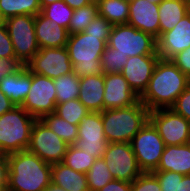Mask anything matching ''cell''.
Instances as JSON below:
<instances>
[{
    "mask_svg": "<svg viewBox=\"0 0 190 191\" xmlns=\"http://www.w3.org/2000/svg\"><path fill=\"white\" fill-rule=\"evenodd\" d=\"M54 86L56 89V104L78 99L79 97V77L74 72L54 79Z\"/></svg>",
    "mask_w": 190,
    "mask_h": 191,
    "instance_id": "obj_28",
    "label": "cell"
},
{
    "mask_svg": "<svg viewBox=\"0 0 190 191\" xmlns=\"http://www.w3.org/2000/svg\"><path fill=\"white\" fill-rule=\"evenodd\" d=\"M20 64L16 60H7L0 57V81L14 72Z\"/></svg>",
    "mask_w": 190,
    "mask_h": 191,
    "instance_id": "obj_41",
    "label": "cell"
},
{
    "mask_svg": "<svg viewBox=\"0 0 190 191\" xmlns=\"http://www.w3.org/2000/svg\"><path fill=\"white\" fill-rule=\"evenodd\" d=\"M96 159L95 156H92L84 150L74 145H69L63 163L75 171L86 174Z\"/></svg>",
    "mask_w": 190,
    "mask_h": 191,
    "instance_id": "obj_30",
    "label": "cell"
},
{
    "mask_svg": "<svg viewBox=\"0 0 190 191\" xmlns=\"http://www.w3.org/2000/svg\"><path fill=\"white\" fill-rule=\"evenodd\" d=\"M103 130L109 143H130L149 120V109L139 100L136 104L101 112Z\"/></svg>",
    "mask_w": 190,
    "mask_h": 191,
    "instance_id": "obj_3",
    "label": "cell"
},
{
    "mask_svg": "<svg viewBox=\"0 0 190 191\" xmlns=\"http://www.w3.org/2000/svg\"><path fill=\"white\" fill-rule=\"evenodd\" d=\"M149 121L158 131L165 146L190 143V121L171 108L149 111Z\"/></svg>",
    "mask_w": 190,
    "mask_h": 191,
    "instance_id": "obj_10",
    "label": "cell"
},
{
    "mask_svg": "<svg viewBox=\"0 0 190 191\" xmlns=\"http://www.w3.org/2000/svg\"><path fill=\"white\" fill-rule=\"evenodd\" d=\"M108 143L104 135L101 112L90 111L79 123L78 138L73 145L96 158H102Z\"/></svg>",
    "mask_w": 190,
    "mask_h": 191,
    "instance_id": "obj_14",
    "label": "cell"
},
{
    "mask_svg": "<svg viewBox=\"0 0 190 191\" xmlns=\"http://www.w3.org/2000/svg\"><path fill=\"white\" fill-rule=\"evenodd\" d=\"M186 2H187L188 14L190 15V0H186Z\"/></svg>",
    "mask_w": 190,
    "mask_h": 191,
    "instance_id": "obj_50",
    "label": "cell"
},
{
    "mask_svg": "<svg viewBox=\"0 0 190 191\" xmlns=\"http://www.w3.org/2000/svg\"><path fill=\"white\" fill-rule=\"evenodd\" d=\"M22 107L36 119L53 113L56 108L54 80L31 72V87Z\"/></svg>",
    "mask_w": 190,
    "mask_h": 191,
    "instance_id": "obj_12",
    "label": "cell"
},
{
    "mask_svg": "<svg viewBox=\"0 0 190 191\" xmlns=\"http://www.w3.org/2000/svg\"><path fill=\"white\" fill-rule=\"evenodd\" d=\"M190 79L171 61L159 59L139 100L149 109L171 108Z\"/></svg>",
    "mask_w": 190,
    "mask_h": 191,
    "instance_id": "obj_1",
    "label": "cell"
},
{
    "mask_svg": "<svg viewBox=\"0 0 190 191\" xmlns=\"http://www.w3.org/2000/svg\"><path fill=\"white\" fill-rule=\"evenodd\" d=\"M176 191H190V175L177 173Z\"/></svg>",
    "mask_w": 190,
    "mask_h": 191,
    "instance_id": "obj_45",
    "label": "cell"
},
{
    "mask_svg": "<svg viewBox=\"0 0 190 191\" xmlns=\"http://www.w3.org/2000/svg\"><path fill=\"white\" fill-rule=\"evenodd\" d=\"M51 183L67 191H89L86 174L71 169L63 162L52 165Z\"/></svg>",
    "mask_w": 190,
    "mask_h": 191,
    "instance_id": "obj_23",
    "label": "cell"
},
{
    "mask_svg": "<svg viewBox=\"0 0 190 191\" xmlns=\"http://www.w3.org/2000/svg\"><path fill=\"white\" fill-rule=\"evenodd\" d=\"M16 105L0 90V116L12 110Z\"/></svg>",
    "mask_w": 190,
    "mask_h": 191,
    "instance_id": "obj_44",
    "label": "cell"
},
{
    "mask_svg": "<svg viewBox=\"0 0 190 191\" xmlns=\"http://www.w3.org/2000/svg\"><path fill=\"white\" fill-rule=\"evenodd\" d=\"M159 59V55H137L128 57L121 74L127 80L130 88L139 97L146 90Z\"/></svg>",
    "mask_w": 190,
    "mask_h": 191,
    "instance_id": "obj_15",
    "label": "cell"
},
{
    "mask_svg": "<svg viewBox=\"0 0 190 191\" xmlns=\"http://www.w3.org/2000/svg\"><path fill=\"white\" fill-rule=\"evenodd\" d=\"M41 120L63 141L73 145L78 138V125H72L56 113L44 115Z\"/></svg>",
    "mask_w": 190,
    "mask_h": 191,
    "instance_id": "obj_27",
    "label": "cell"
},
{
    "mask_svg": "<svg viewBox=\"0 0 190 191\" xmlns=\"http://www.w3.org/2000/svg\"><path fill=\"white\" fill-rule=\"evenodd\" d=\"M35 32L39 48H60L67 44L68 30L59 26L41 13L35 16Z\"/></svg>",
    "mask_w": 190,
    "mask_h": 191,
    "instance_id": "obj_20",
    "label": "cell"
},
{
    "mask_svg": "<svg viewBox=\"0 0 190 191\" xmlns=\"http://www.w3.org/2000/svg\"><path fill=\"white\" fill-rule=\"evenodd\" d=\"M171 109L190 121V84L179 95Z\"/></svg>",
    "mask_w": 190,
    "mask_h": 191,
    "instance_id": "obj_38",
    "label": "cell"
},
{
    "mask_svg": "<svg viewBox=\"0 0 190 191\" xmlns=\"http://www.w3.org/2000/svg\"><path fill=\"white\" fill-rule=\"evenodd\" d=\"M90 112L79 99L56 104L54 113L72 125H79L82 119Z\"/></svg>",
    "mask_w": 190,
    "mask_h": 191,
    "instance_id": "obj_33",
    "label": "cell"
},
{
    "mask_svg": "<svg viewBox=\"0 0 190 191\" xmlns=\"http://www.w3.org/2000/svg\"><path fill=\"white\" fill-rule=\"evenodd\" d=\"M148 1L159 5L163 0H148Z\"/></svg>",
    "mask_w": 190,
    "mask_h": 191,
    "instance_id": "obj_49",
    "label": "cell"
},
{
    "mask_svg": "<svg viewBox=\"0 0 190 191\" xmlns=\"http://www.w3.org/2000/svg\"><path fill=\"white\" fill-rule=\"evenodd\" d=\"M142 172L157 169L165 144L154 125L148 120L130 142Z\"/></svg>",
    "mask_w": 190,
    "mask_h": 191,
    "instance_id": "obj_8",
    "label": "cell"
},
{
    "mask_svg": "<svg viewBox=\"0 0 190 191\" xmlns=\"http://www.w3.org/2000/svg\"><path fill=\"white\" fill-rule=\"evenodd\" d=\"M159 5L148 0H129L128 23L136 29L160 37Z\"/></svg>",
    "mask_w": 190,
    "mask_h": 191,
    "instance_id": "obj_17",
    "label": "cell"
},
{
    "mask_svg": "<svg viewBox=\"0 0 190 191\" xmlns=\"http://www.w3.org/2000/svg\"><path fill=\"white\" fill-rule=\"evenodd\" d=\"M36 118L22 106L0 116V153L9 155L27 150L31 129Z\"/></svg>",
    "mask_w": 190,
    "mask_h": 191,
    "instance_id": "obj_5",
    "label": "cell"
},
{
    "mask_svg": "<svg viewBox=\"0 0 190 191\" xmlns=\"http://www.w3.org/2000/svg\"><path fill=\"white\" fill-rule=\"evenodd\" d=\"M79 101L91 112L104 110V73L79 78Z\"/></svg>",
    "mask_w": 190,
    "mask_h": 191,
    "instance_id": "obj_21",
    "label": "cell"
},
{
    "mask_svg": "<svg viewBox=\"0 0 190 191\" xmlns=\"http://www.w3.org/2000/svg\"><path fill=\"white\" fill-rule=\"evenodd\" d=\"M69 144L56 135L41 119L34 122L27 151L48 164L64 161Z\"/></svg>",
    "mask_w": 190,
    "mask_h": 191,
    "instance_id": "obj_9",
    "label": "cell"
},
{
    "mask_svg": "<svg viewBox=\"0 0 190 191\" xmlns=\"http://www.w3.org/2000/svg\"><path fill=\"white\" fill-rule=\"evenodd\" d=\"M74 10L63 0L53 2L41 8V14L59 26L69 29V24Z\"/></svg>",
    "mask_w": 190,
    "mask_h": 191,
    "instance_id": "obj_31",
    "label": "cell"
},
{
    "mask_svg": "<svg viewBox=\"0 0 190 191\" xmlns=\"http://www.w3.org/2000/svg\"><path fill=\"white\" fill-rule=\"evenodd\" d=\"M107 46L128 57L158 55L157 39L129 24L113 25Z\"/></svg>",
    "mask_w": 190,
    "mask_h": 191,
    "instance_id": "obj_6",
    "label": "cell"
},
{
    "mask_svg": "<svg viewBox=\"0 0 190 191\" xmlns=\"http://www.w3.org/2000/svg\"><path fill=\"white\" fill-rule=\"evenodd\" d=\"M31 87V71L20 65L0 81V90L16 105L22 106Z\"/></svg>",
    "mask_w": 190,
    "mask_h": 191,
    "instance_id": "obj_19",
    "label": "cell"
},
{
    "mask_svg": "<svg viewBox=\"0 0 190 191\" xmlns=\"http://www.w3.org/2000/svg\"><path fill=\"white\" fill-rule=\"evenodd\" d=\"M8 163L7 155L0 153V191H7Z\"/></svg>",
    "mask_w": 190,
    "mask_h": 191,
    "instance_id": "obj_43",
    "label": "cell"
},
{
    "mask_svg": "<svg viewBox=\"0 0 190 191\" xmlns=\"http://www.w3.org/2000/svg\"><path fill=\"white\" fill-rule=\"evenodd\" d=\"M190 79V47L170 59Z\"/></svg>",
    "mask_w": 190,
    "mask_h": 191,
    "instance_id": "obj_40",
    "label": "cell"
},
{
    "mask_svg": "<svg viewBox=\"0 0 190 191\" xmlns=\"http://www.w3.org/2000/svg\"><path fill=\"white\" fill-rule=\"evenodd\" d=\"M98 15L112 25L127 24L129 17V0H96Z\"/></svg>",
    "mask_w": 190,
    "mask_h": 191,
    "instance_id": "obj_25",
    "label": "cell"
},
{
    "mask_svg": "<svg viewBox=\"0 0 190 191\" xmlns=\"http://www.w3.org/2000/svg\"><path fill=\"white\" fill-rule=\"evenodd\" d=\"M161 185V191H176L177 173L172 171H153Z\"/></svg>",
    "mask_w": 190,
    "mask_h": 191,
    "instance_id": "obj_39",
    "label": "cell"
},
{
    "mask_svg": "<svg viewBox=\"0 0 190 191\" xmlns=\"http://www.w3.org/2000/svg\"><path fill=\"white\" fill-rule=\"evenodd\" d=\"M131 191H161V185L152 172H143L131 183Z\"/></svg>",
    "mask_w": 190,
    "mask_h": 191,
    "instance_id": "obj_36",
    "label": "cell"
},
{
    "mask_svg": "<svg viewBox=\"0 0 190 191\" xmlns=\"http://www.w3.org/2000/svg\"><path fill=\"white\" fill-rule=\"evenodd\" d=\"M39 13H41L39 0H0L2 20L17 15L36 16Z\"/></svg>",
    "mask_w": 190,
    "mask_h": 191,
    "instance_id": "obj_26",
    "label": "cell"
},
{
    "mask_svg": "<svg viewBox=\"0 0 190 191\" xmlns=\"http://www.w3.org/2000/svg\"><path fill=\"white\" fill-rule=\"evenodd\" d=\"M26 67L35 74L50 79L73 72V65L66 48H40Z\"/></svg>",
    "mask_w": 190,
    "mask_h": 191,
    "instance_id": "obj_13",
    "label": "cell"
},
{
    "mask_svg": "<svg viewBox=\"0 0 190 191\" xmlns=\"http://www.w3.org/2000/svg\"><path fill=\"white\" fill-rule=\"evenodd\" d=\"M98 191H131V182L113 179Z\"/></svg>",
    "mask_w": 190,
    "mask_h": 191,
    "instance_id": "obj_42",
    "label": "cell"
},
{
    "mask_svg": "<svg viewBox=\"0 0 190 191\" xmlns=\"http://www.w3.org/2000/svg\"><path fill=\"white\" fill-rule=\"evenodd\" d=\"M60 0H39L41 8Z\"/></svg>",
    "mask_w": 190,
    "mask_h": 191,
    "instance_id": "obj_48",
    "label": "cell"
},
{
    "mask_svg": "<svg viewBox=\"0 0 190 191\" xmlns=\"http://www.w3.org/2000/svg\"><path fill=\"white\" fill-rule=\"evenodd\" d=\"M106 46L100 36H89L84 32L69 35L66 48L73 72L79 78L102 74L100 58Z\"/></svg>",
    "mask_w": 190,
    "mask_h": 191,
    "instance_id": "obj_4",
    "label": "cell"
},
{
    "mask_svg": "<svg viewBox=\"0 0 190 191\" xmlns=\"http://www.w3.org/2000/svg\"><path fill=\"white\" fill-rule=\"evenodd\" d=\"M155 171H172L190 175V143L165 146Z\"/></svg>",
    "mask_w": 190,
    "mask_h": 191,
    "instance_id": "obj_22",
    "label": "cell"
},
{
    "mask_svg": "<svg viewBox=\"0 0 190 191\" xmlns=\"http://www.w3.org/2000/svg\"><path fill=\"white\" fill-rule=\"evenodd\" d=\"M104 86V110L128 107L139 101L121 73H104Z\"/></svg>",
    "mask_w": 190,
    "mask_h": 191,
    "instance_id": "obj_16",
    "label": "cell"
},
{
    "mask_svg": "<svg viewBox=\"0 0 190 191\" xmlns=\"http://www.w3.org/2000/svg\"><path fill=\"white\" fill-rule=\"evenodd\" d=\"M43 191H67L64 188H61L59 186H56L54 184H50L48 187H46Z\"/></svg>",
    "mask_w": 190,
    "mask_h": 191,
    "instance_id": "obj_47",
    "label": "cell"
},
{
    "mask_svg": "<svg viewBox=\"0 0 190 191\" xmlns=\"http://www.w3.org/2000/svg\"><path fill=\"white\" fill-rule=\"evenodd\" d=\"M66 4H68L73 10L81 8L82 6H86L92 3L94 0H63Z\"/></svg>",
    "mask_w": 190,
    "mask_h": 191,
    "instance_id": "obj_46",
    "label": "cell"
},
{
    "mask_svg": "<svg viewBox=\"0 0 190 191\" xmlns=\"http://www.w3.org/2000/svg\"><path fill=\"white\" fill-rule=\"evenodd\" d=\"M128 56L118 53L116 49L106 46L101 55V70L103 73H121L126 65Z\"/></svg>",
    "mask_w": 190,
    "mask_h": 191,
    "instance_id": "obj_34",
    "label": "cell"
},
{
    "mask_svg": "<svg viewBox=\"0 0 190 191\" xmlns=\"http://www.w3.org/2000/svg\"><path fill=\"white\" fill-rule=\"evenodd\" d=\"M112 26L104 17L98 15L91 21L89 26L84 30V33L89 36H100L101 40L108 43Z\"/></svg>",
    "mask_w": 190,
    "mask_h": 191,
    "instance_id": "obj_35",
    "label": "cell"
},
{
    "mask_svg": "<svg viewBox=\"0 0 190 191\" xmlns=\"http://www.w3.org/2000/svg\"><path fill=\"white\" fill-rule=\"evenodd\" d=\"M0 57L7 60H16L13 44L4 20L0 22Z\"/></svg>",
    "mask_w": 190,
    "mask_h": 191,
    "instance_id": "obj_37",
    "label": "cell"
},
{
    "mask_svg": "<svg viewBox=\"0 0 190 191\" xmlns=\"http://www.w3.org/2000/svg\"><path fill=\"white\" fill-rule=\"evenodd\" d=\"M96 16H98V5L96 1L75 9L69 24V35L84 32Z\"/></svg>",
    "mask_w": 190,
    "mask_h": 191,
    "instance_id": "obj_29",
    "label": "cell"
},
{
    "mask_svg": "<svg viewBox=\"0 0 190 191\" xmlns=\"http://www.w3.org/2000/svg\"><path fill=\"white\" fill-rule=\"evenodd\" d=\"M7 191H43L51 184L52 165L27 150L7 155Z\"/></svg>",
    "mask_w": 190,
    "mask_h": 191,
    "instance_id": "obj_2",
    "label": "cell"
},
{
    "mask_svg": "<svg viewBox=\"0 0 190 191\" xmlns=\"http://www.w3.org/2000/svg\"><path fill=\"white\" fill-rule=\"evenodd\" d=\"M86 177L89 191H98L114 179L103 157L95 160Z\"/></svg>",
    "mask_w": 190,
    "mask_h": 191,
    "instance_id": "obj_32",
    "label": "cell"
},
{
    "mask_svg": "<svg viewBox=\"0 0 190 191\" xmlns=\"http://www.w3.org/2000/svg\"><path fill=\"white\" fill-rule=\"evenodd\" d=\"M160 36L172 30L188 14L186 0H163L159 4Z\"/></svg>",
    "mask_w": 190,
    "mask_h": 191,
    "instance_id": "obj_24",
    "label": "cell"
},
{
    "mask_svg": "<svg viewBox=\"0 0 190 191\" xmlns=\"http://www.w3.org/2000/svg\"><path fill=\"white\" fill-rule=\"evenodd\" d=\"M190 47V15H185L172 29L157 39L160 59L170 60L177 53Z\"/></svg>",
    "mask_w": 190,
    "mask_h": 191,
    "instance_id": "obj_18",
    "label": "cell"
},
{
    "mask_svg": "<svg viewBox=\"0 0 190 191\" xmlns=\"http://www.w3.org/2000/svg\"><path fill=\"white\" fill-rule=\"evenodd\" d=\"M103 158L114 179L132 183L143 173L130 143H108Z\"/></svg>",
    "mask_w": 190,
    "mask_h": 191,
    "instance_id": "obj_11",
    "label": "cell"
},
{
    "mask_svg": "<svg viewBox=\"0 0 190 191\" xmlns=\"http://www.w3.org/2000/svg\"><path fill=\"white\" fill-rule=\"evenodd\" d=\"M11 38L16 61L26 66L39 51L35 32V16L17 15L4 20Z\"/></svg>",
    "mask_w": 190,
    "mask_h": 191,
    "instance_id": "obj_7",
    "label": "cell"
}]
</instances>
